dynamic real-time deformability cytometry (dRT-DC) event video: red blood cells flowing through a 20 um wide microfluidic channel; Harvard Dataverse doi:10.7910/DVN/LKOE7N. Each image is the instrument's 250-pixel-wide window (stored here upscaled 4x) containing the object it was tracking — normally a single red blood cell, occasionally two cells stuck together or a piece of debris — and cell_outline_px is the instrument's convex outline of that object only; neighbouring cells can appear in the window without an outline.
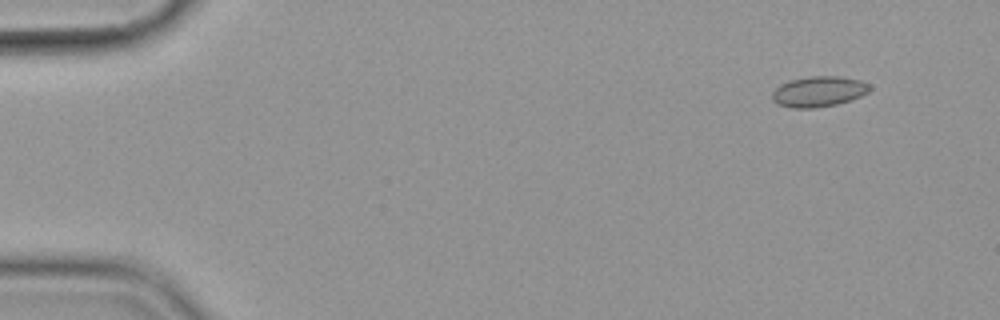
{"species": "common noctule bat (a hibernating species)", "species_latin": "Nyctalus noctula", "temperature_condition": "cold", "stored_images_in_passage": 8, "camera_frame_rate_fps": 3000, "um_per_image_px": 0.085, "animal": {"sex": "female", "body_mass_g": 19.9}, "frame": {"image": 1, "passage_image": 2, "time_ms": 1.333, "image_size_px": [1000, 320], "cell_outline_px": [[872, 88], [868, 92], [852, 100], [836, 104], [816, 108], [792, 108], [776, 104], [772, 100], [772, 92], [780, 84], [792, 80], [812, 76], [836, 76], [860, 80], [868, 84]], "centroid_in_image_um": [69.57, 7.79], "position_along_channel_um": 15.4, "area_um2": 17.34}}
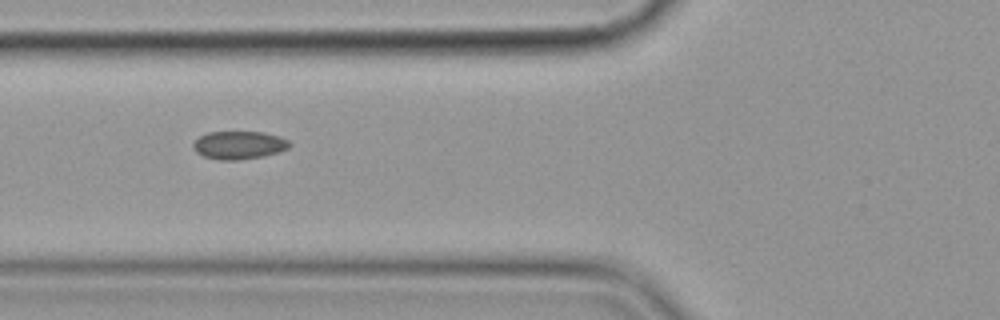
{"frame": {"image": 2, "passage_image": 7, "time_ms": 7.0, "image_size_px": [1000, 320], "cell_outline_px": [[292, 144], [288, 148], [280, 152], [264, 156], [236, 160], [220, 160], [204, 156], [196, 152], [192, 148], [192, 144], [200, 136], [208, 132], [264, 132], [280, 136], [288, 140]], "centroid_in_image_um": [20.33, 12.33], "position_along_channel_um": 105.5, "area_um2": 15.84}}
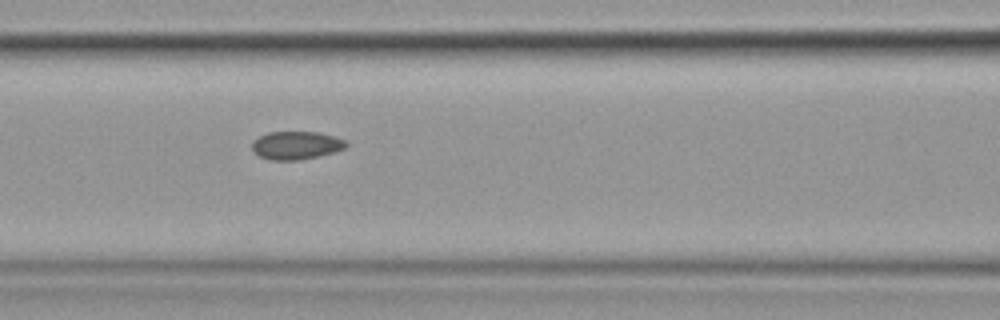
{"frame": {"image": 3, "passage_image": 8, "time_ms": 8.0, "image_size_px": [1000, 320], "cell_outline_px": [[348, 144], [344, 148], [336, 152], [320, 156], [300, 160], [272, 160], [260, 156], [252, 148], [252, 140], [268, 132], [316, 132], [332, 136], [344, 140]], "centroid_in_image_um": [25.17, 12.36], "position_along_channel_um": 141.4, "area_um2": 15.32}}